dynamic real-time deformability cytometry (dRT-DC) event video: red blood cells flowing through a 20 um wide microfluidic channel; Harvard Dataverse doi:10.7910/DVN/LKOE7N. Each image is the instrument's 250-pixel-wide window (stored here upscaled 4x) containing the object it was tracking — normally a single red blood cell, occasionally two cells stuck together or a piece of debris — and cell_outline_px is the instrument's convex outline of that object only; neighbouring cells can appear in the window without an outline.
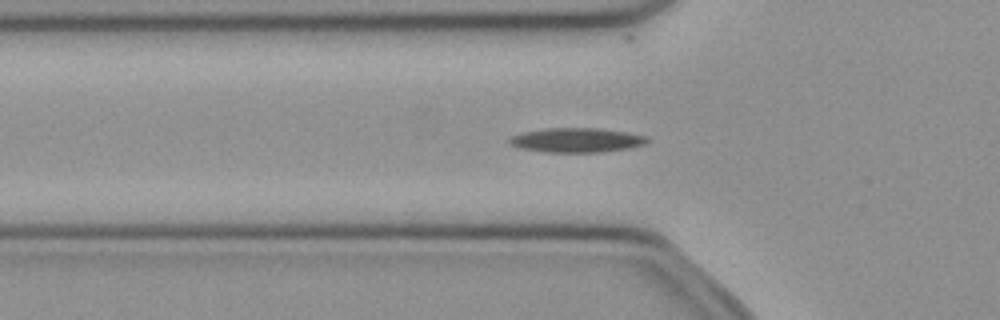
{"species": "common noctule bat (a hibernating species)", "species_latin": "Nyctalus noctula", "temperature_condition": "cold", "stored_images_in_passage": 29, "camera_frame_rate_fps": 3000, "um_per_image_px": 0.085, "animal": {"sex": "female", "body_mass_g": 21.9}, "frame": {"image": 1, "passage_image": 3, "time_ms": 0.667, "image_size_px": [1000, 320], "cell_outline_px": [[648, 144], [628, 148], [600, 152], [544, 152], [520, 148], [508, 144], [508, 140], [512, 136], [524, 132], [548, 128], [600, 128], [628, 132], [644, 136], [648, 140]], "centroid_in_image_um": [49.01, 11.91], "position_along_channel_um": 76.8, "area_um2": 19.59}}
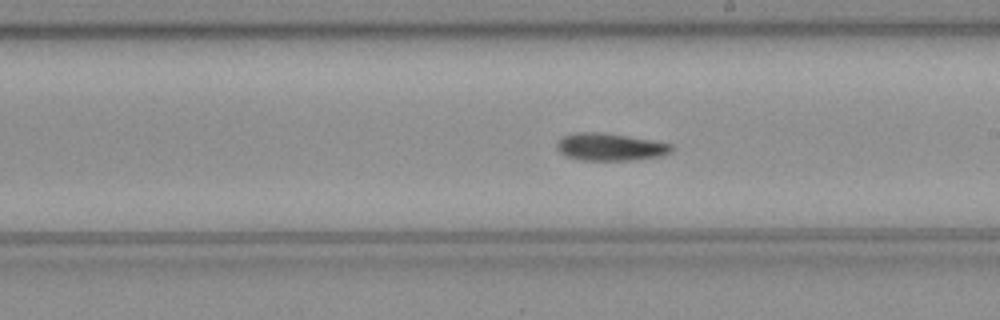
{"frame": {"image": 2, "passage_image": 15, "time_ms": 4.667, "image_size_px": [1000, 320], "cell_outline_px": [[676, 148], [672, 152], [664, 156], [636, 160], [580, 160], [564, 156], [556, 148], [556, 144], [564, 136], [576, 132], [600, 132], [628, 136], [672, 144]], "centroid_in_image_um": [51.9, 12.5], "position_along_channel_um": 237.1, "area_um2": 18.55}}
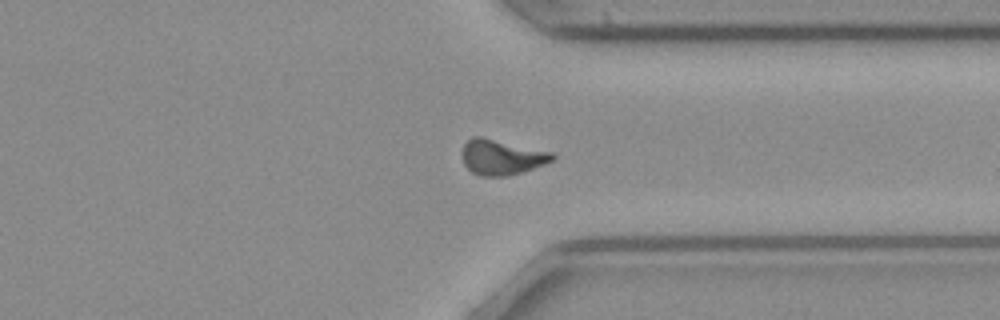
{"frame": {"image": 3, "passage_image": 25, "time_ms": 8.0, "image_size_px": [1000, 320], "cell_outline_px": [[556, 156], [552, 160], [544, 164], [508, 176], [480, 176], [472, 172], [464, 164], [464, 144], [472, 136], [480, 136], [552, 152]], "centroid_in_image_um": [42.64, 13.35], "position_along_channel_um": 368.8, "area_um2": 18.21}, "authors_computed_cell_mechanics": {"area_um2": 18.0914, "velocity_mm_per_s": 3.9748, "shape_relaxation_time_tau1_ms": 6.3156, "shape_relaxation_time_tau2_ms": null, "deformation_change_tau1": 0.1418, "deformation_change_tau2": null}}